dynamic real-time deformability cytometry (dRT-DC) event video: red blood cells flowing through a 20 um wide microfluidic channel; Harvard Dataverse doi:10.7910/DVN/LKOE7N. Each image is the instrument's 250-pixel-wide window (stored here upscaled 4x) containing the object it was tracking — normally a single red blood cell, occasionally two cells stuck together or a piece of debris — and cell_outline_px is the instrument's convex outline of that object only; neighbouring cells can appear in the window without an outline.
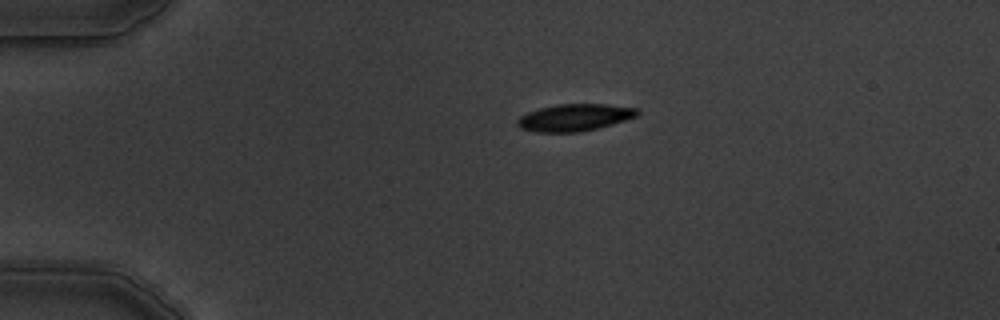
{"species": "common noctule bat (a hibernating species)", "species_latin": "Nyctalus noctula", "temperature_condition": "warm", "stored_images_in_passage": 4, "camera_frame_rate_fps": 3000, "um_per_image_px": 0.085, "animal": {"sex": "male", "body_mass_g": 19.5, "forearm_length_mm": 54.6}, "frame": {"image": 1, "passage_image": 1, "time_ms": 0.0, "image_size_px": [1000, 320], "cell_outline_px": [[640, 116], [612, 124], [580, 132], [536, 132], [520, 128], [516, 124], [516, 120], [520, 116], [528, 112], [540, 108], [556, 104], [604, 104], [640, 108]], "centroid_in_image_um": [48.87, 9.98], "position_along_channel_um": 36.1, "area_um2": 19.07}}
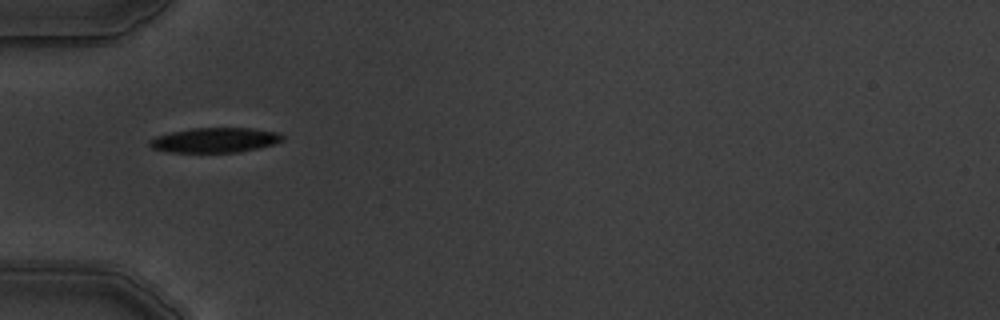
{"frame": {"image": 2, "passage_image": 3, "time_ms": 2.0, "image_size_px": [1000, 320], "cell_outline_px": [[284, 140], [272, 144], [240, 152], [168, 152], [152, 148], [148, 144], [148, 140], [156, 136], [172, 132], [192, 128], [252, 128], [276, 132], [284, 136]], "centroid_in_image_um": [18.24, 11.91], "position_along_channel_um": 66.8, "area_um2": 19.13}}